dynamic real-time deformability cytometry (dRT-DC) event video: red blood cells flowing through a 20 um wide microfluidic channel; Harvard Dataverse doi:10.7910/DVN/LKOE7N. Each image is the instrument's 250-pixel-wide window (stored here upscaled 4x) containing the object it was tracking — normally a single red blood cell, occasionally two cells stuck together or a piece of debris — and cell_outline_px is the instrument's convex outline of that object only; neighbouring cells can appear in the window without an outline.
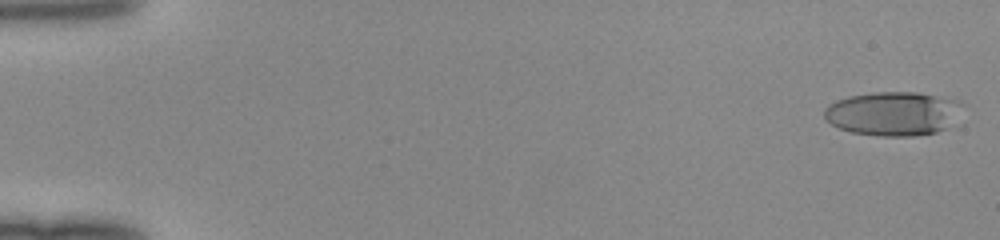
{"species": "human", "species_latin": "Homo sapiens", "temperature_condition": "room temperature", "stored_images_in_passage": 49, "camera_frame_rate_fps": 3000, "um_per_image_px": 0.085, "donor": {"sex": "female"}, "frame": {"image": 1, "passage_image": 1, "time_ms": 0.0, "image_size_px": [1000, 240], "cell_outline_px": [[956, 100], [948, 128], [936, 132], [912, 136], [880, 136], [852, 132], [840, 128], [832, 124], [824, 116], [824, 108], [828, 104], [836, 100], [848, 96], [872, 92], [916, 92]], "centroid_in_image_um": [75.75, 9.65], "position_along_channel_um": 9.3, "area_um2": 34.39}}
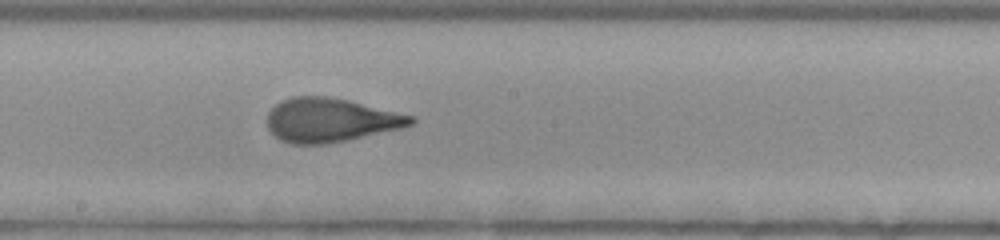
{"frame": {"image": 2, "passage_image": 28, "time_ms": 9.0, "image_size_px": [1000, 240], "cell_outline_px": [[416, 120], [412, 124], [400, 128], [328, 144], [292, 144], [280, 140], [268, 128], [268, 112], [280, 100], [292, 96], [328, 96], [348, 100], [416, 116]], "centroid_in_image_um": [28.08, 10.2], "position_along_channel_um": 220.1, "area_um2": 36.7}}
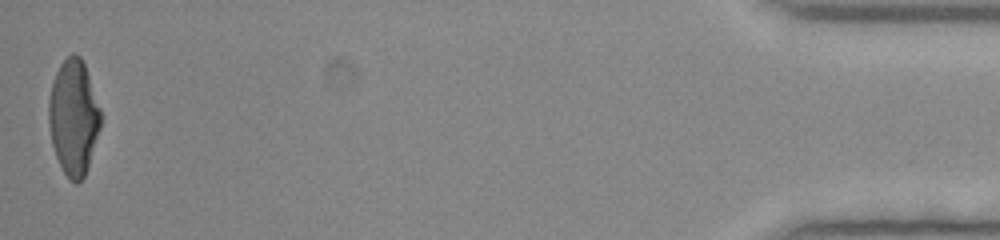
{"frame": {"image": 3, "passage_image": 49, "time_ms": 16.0, "image_size_px": [1000, 240], "cell_outline_px": [[100, 128], [88, 168], [84, 176], [76, 184], [68, 180], [56, 156], [52, 144], [48, 124], [48, 100], [52, 80], [60, 64], [72, 52], [76, 52], [80, 56], [84, 64], [100, 108]], "centroid_in_image_um": [6.23, 9.97], "position_along_channel_um": 429.0, "area_um2": 34.97}}